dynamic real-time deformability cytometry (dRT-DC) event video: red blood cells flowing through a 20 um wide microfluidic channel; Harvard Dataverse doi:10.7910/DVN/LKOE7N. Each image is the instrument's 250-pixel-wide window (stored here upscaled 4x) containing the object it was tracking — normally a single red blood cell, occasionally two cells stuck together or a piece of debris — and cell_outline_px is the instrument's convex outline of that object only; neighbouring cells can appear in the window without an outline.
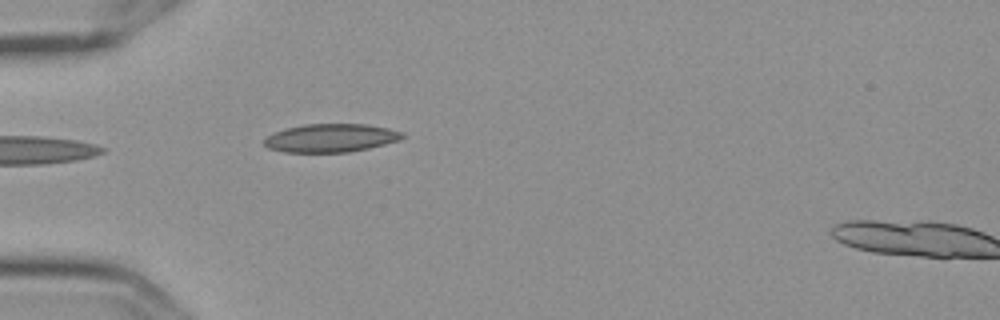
{"species": "Egyptian fruit bat (a non-hibernating species)", "species_latin": "Rousettus aegyptiacus", "temperature_condition": "cold", "stored_images_in_passage": 3, "camera_frame_rate_fps": 3000, "um_per_image_px": 0.085, "frame": {"image": 1, "passage_image": 2, "time_ms": 0.333, "image_size_px": [1000, 320], "cell_outline_px": [[404, 136], [400, 140], [368, 148], [348, 152], [284, 152], [268, 148], [264, 144], [264, 140], [268, 136], [276, 132], [288, 128], [304, 124], [368, 124], [388, 128], [404, 132]], "centroid_in_image_um": [28.15, 11.72], "position_along_channel_um": 56.8, "area_um2": 22.66}}